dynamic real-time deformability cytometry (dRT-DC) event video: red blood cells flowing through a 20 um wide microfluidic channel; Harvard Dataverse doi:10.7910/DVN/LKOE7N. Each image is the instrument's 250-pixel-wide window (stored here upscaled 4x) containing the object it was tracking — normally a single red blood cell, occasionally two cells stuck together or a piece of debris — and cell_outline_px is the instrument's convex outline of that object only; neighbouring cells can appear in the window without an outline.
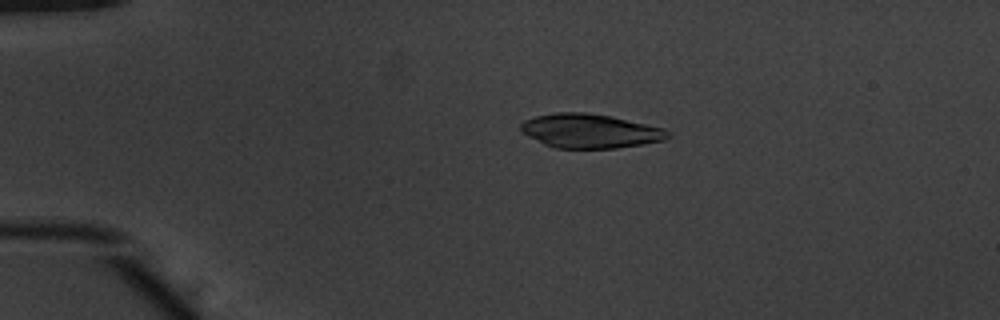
{"species": "common noctule bat (a hibernating species)", "species_latin": "Nyctalus noctula", "temperature_condition": "warm", "stored_images_in_passage": 53, "camera_frame_rate_fps": 3000, "um_per_image_px": 0.085, "animal": {"sex": "male", "body_mass_g": 20.1, "forearm_length_mm": 53.5}, "frame": {"image": 1, "passage_image": 12, "time_ms": 3.667, "image_size_px": [1000, 320], "cell_outline_px": [[672, 136], [664, 140], [616, 148], [556, 148], [544, 144], [520, 132], [520, 124], [524, 120], [536, 116], [556, 112], [584, 112], [612, 116], [664, 128], [672, 132]], "centroid_in_image_um": [50.16, 11.12], "position_along_channel_um": 34.8, "area_um2": 29.36}}
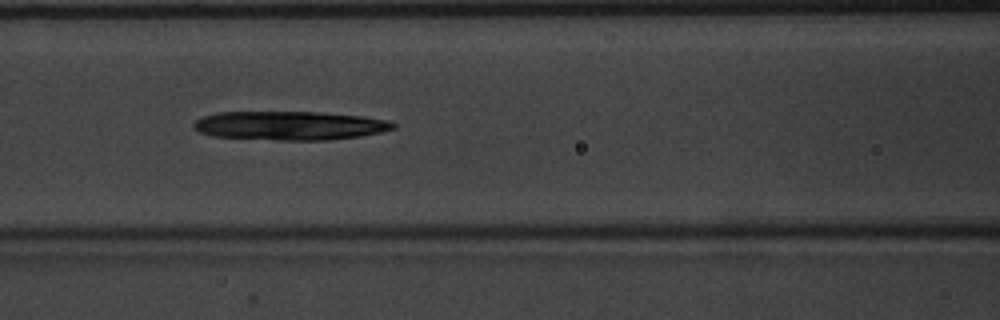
{"frame": {"image": 2, "passage_image": 24, "time_ms": 7.667, "image_size_px": [1000, 320], "cell_outline_px": [[396, 128], [380, 132], [360, 136], [328, 140], [276, 140], [212, 136], [200, 132], [192, 128], [192, 124], [196, 120], [204, 116], [216, 112], [316, 112], [360, 116], [388, 120], [396, 124]], "centroid_in_image_um": [24.6, 10.68], "position_along_channel_um": 142.0, "area_um2": 33.52}}
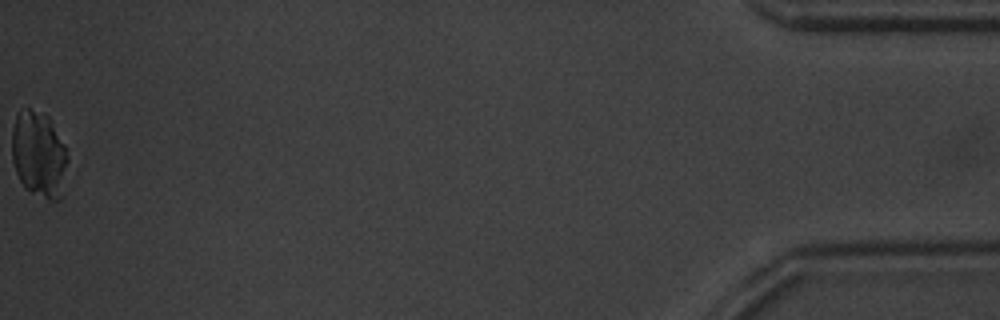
{"frame": {"image": 3, "passage_image": 53, "time_ms": 17.333, "image_size_px": [1000, 320], "cell_outline_px": [[68, 160], [60, 200], [48, 200], [24, 188], [16, 172], [12, 160], [12, 128], [16, 116], [20, 108], [28, 108], [48, 116], [64, 144], [68, 156]], "centroid_in_image_um": [3.29, 13.12], "position_along_channel_um": 431.9, "area_um2": 28.03}}